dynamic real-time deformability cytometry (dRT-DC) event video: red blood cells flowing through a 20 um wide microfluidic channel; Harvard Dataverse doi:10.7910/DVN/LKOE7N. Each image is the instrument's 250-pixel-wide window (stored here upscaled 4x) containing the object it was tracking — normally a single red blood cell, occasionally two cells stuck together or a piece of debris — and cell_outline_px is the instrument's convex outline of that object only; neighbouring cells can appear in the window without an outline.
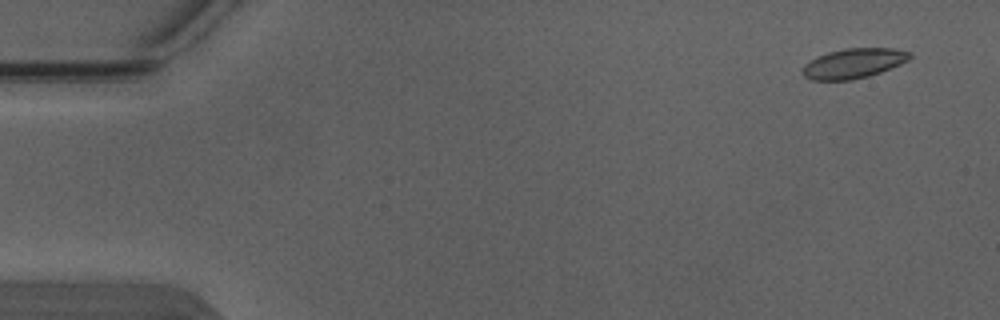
{"species": "Egyptian fruit bat (a non-hibernating species)", "species_latin": "Rousettus aegyptiacus", "temperature_condition": "warm", "stored_images_in_passage": 5, "camera_frame_rate_fps": 3000, "um_per_image_px": 0.085, "animal": {"sex": "male"}, "frame": {"image": 1, "passage_image": 1, "time_ms": 0.0, "image_size_px": [1000, 320], "cell_outline_px": [[912, 56], [908, 60], [900, 64], [880, 72], [868, 76], [852, 80], [812, 80], [804, 76], [800, 72], [804, 64], [816, 56], [828, 52], [844, 48], [892, 48], [912, 52]], "centroid_in_image_um": [72.52, 5.38], "position_along_channel_um": 12.5, "area_um2": 18.79}}